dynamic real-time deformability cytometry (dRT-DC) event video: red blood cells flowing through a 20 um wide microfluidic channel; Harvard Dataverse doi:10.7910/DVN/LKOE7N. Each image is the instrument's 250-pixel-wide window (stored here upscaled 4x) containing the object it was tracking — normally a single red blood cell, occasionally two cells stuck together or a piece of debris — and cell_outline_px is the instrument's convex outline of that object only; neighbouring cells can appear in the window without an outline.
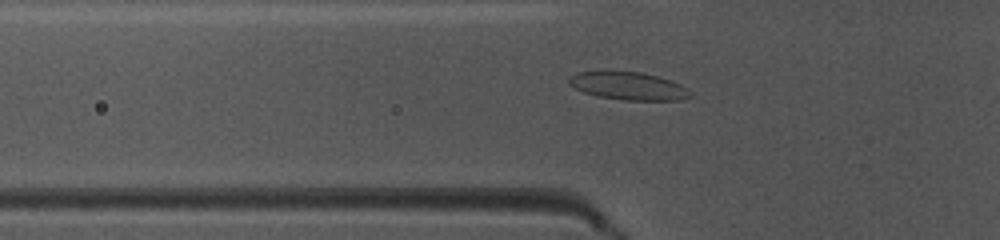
{"species": "common noctule bat (a hibernating species)", "species_latin": "Nyctalus noctula", "temperature_condition": "warm", "stored_images_in_passage": 43, "camera_frame_rate_fps": 3000, "um_per_image_px": 0.085, "animal": {"sex": "female", "body_mass_g": 10.0, "forearm_length_mm": 53.1}, "frame": {"image": 1, "passage_image": 17, "time_ms": 5.333, "image_size_px": [1000, 240], "cell_outline_px": [[692, 96], [680, 100], [624, 100], [596, 96], [584, 92], [568, 84], [568, 76], [576, 72], [600, 68], [612, 68], [640, 72], [656, 76], [680, 84], [692, 92]], "centroid_in_image_um": [53.3, 7.25], "position_along_channel_um": 72.5, "area_um2": 20.58}}
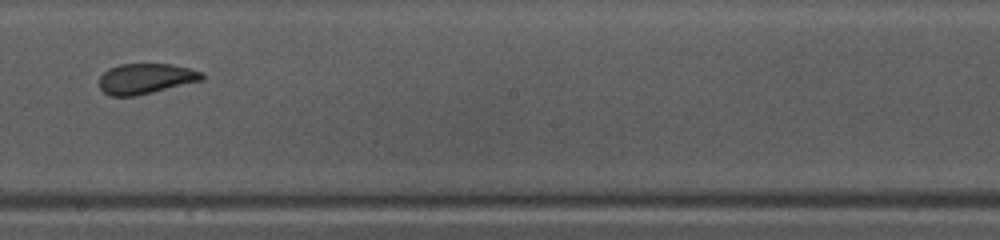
{"frame": {"image": 2, "passage_image": 29, "time_ms": 9.333, "image_size_px": [1000, 240], "cell_outline_px": [[204, 80], [136, 96], [108, 96], [100, 88], [100, 76], [108, 68], [120, 64], [172, 64], [204, 72]], "centroid_in_image_um": [12.4, 6.69], "position_along_channel_um": 235.8, "area_um2": 18.32}}
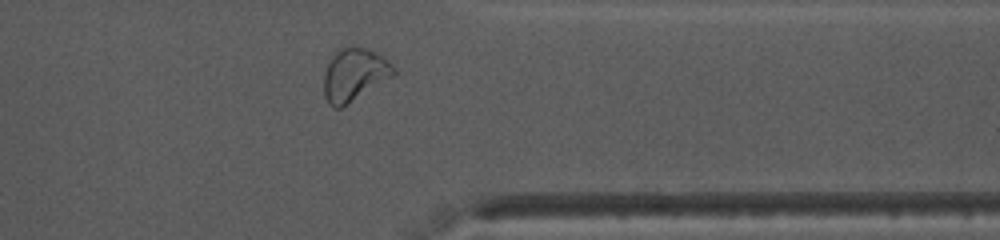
{"frame": {"image": 3, "passage_image": 40, "time_ms": 13.0, "image_size_px": [1000, 240], "cell_outline_px": [[396, 72], [392, 76], [340, 108], [332, 108], [328, 104], [324, 96], [324, 72], [332, 56], [340, 48], [364, 48], [380, 56], [392, 64], [396, 68]], "centroid_in_image_um": [30.08, 6.38], "position_along_channel_um": 381.3, "area_um2": 20.75}, "authors_computed_cell_mechanics": {"area_um2": 19.5364, "velocity_mm_per_s": 4.0626, "shape_relaxation_time_tau1_ms": 7.152, "shape_relaxation_time_tau2_ms": 0.7422, "deformation_change_tau1": 0.1855, "deformation_change_tau2": 0.0628}}